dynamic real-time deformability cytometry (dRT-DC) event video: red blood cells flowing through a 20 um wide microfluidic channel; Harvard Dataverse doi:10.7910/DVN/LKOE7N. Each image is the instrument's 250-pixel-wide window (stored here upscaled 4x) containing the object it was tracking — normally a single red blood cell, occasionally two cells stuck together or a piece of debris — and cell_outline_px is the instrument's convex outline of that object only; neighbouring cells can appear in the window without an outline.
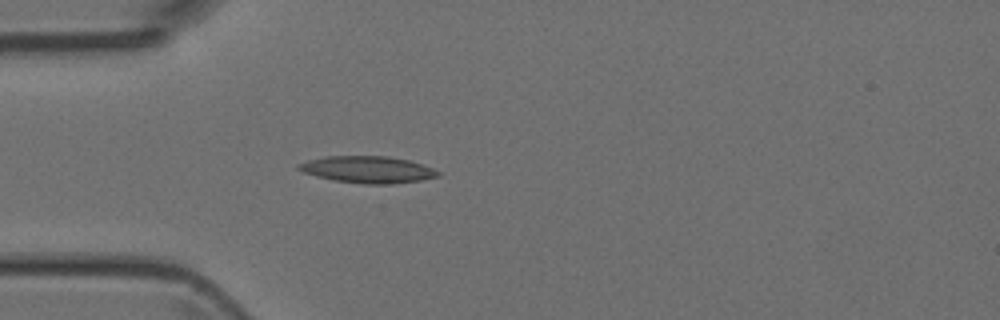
{"species": "Egyptian fruit bat (a non-hibernating species)", "species_latin": "Rousettus aegyptiacus", "temperature_condition": "room temperature", "stored_images_in_passage": 3, "camera_frame_rate_fps": 3000, "um_per_image_px": 0.085, "animal": {"sex": "female"}, "frame": {"image": 1, "passage_image": 3, "time_ms": 3.333, "image_size_px": [1000, 320], "cell_outline_px": [[440, 176], [420, 180], [392, 184], [364, 184], [332, 180], [316, 176], [304, 172], [296, 168], [296, 164], [308, 160], [324, 156], [388, 156], [408, 160], [432, 168], [440, 172]], "centroid_in_image_um": [31.22, 14.41], "position_along_channel_um": 53.8, "area_um2": 21.79}}